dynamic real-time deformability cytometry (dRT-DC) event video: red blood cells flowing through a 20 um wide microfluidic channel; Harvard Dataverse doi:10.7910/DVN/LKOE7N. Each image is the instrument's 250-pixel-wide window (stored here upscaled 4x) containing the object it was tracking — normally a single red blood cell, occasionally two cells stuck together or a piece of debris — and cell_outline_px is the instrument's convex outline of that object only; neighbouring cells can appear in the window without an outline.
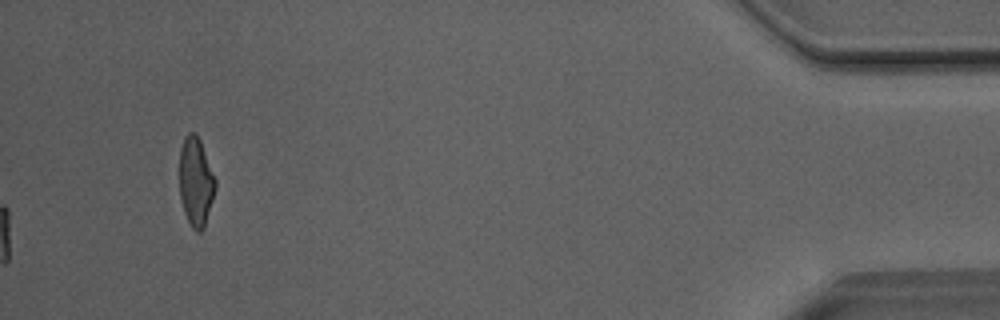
{"species": "Egyptian fruit bat (a non-hibernating species)", "species_latin": "Rousettus aegyptiacus", "temperature_condition": "room temperature", "stored_images_in_passage": 32, "camera_frame_rate_fps": 3000, "um_per_image_px": 0.085, "animal": {"sex": "male"}, "frame": {"image": 1, "passage_image": 32, "time_ms": 10.333, "image_size_px": [1000, 320], "cell_outline_px": [[216, 188], [204, 228], [200, 232], [196, 232], [192, 228], [184, 212], [180, 196], [180, 148], [184, 136], [188, 132], [196, 132], [200, 140], [216, 180]], "centroid_in_image_um": [16.64, 15.43], "position_along_channel_um": 418.6, "area_um2": 18.61}, "authors_computed_cell_mechanics": {"area_um2": 19.941, "velocity_mm_per_s": 4.0558, "shape_relaxation_time_tau1_ms": 6.7637, "shape_relaxation_time_tau2_ms": 1.2685, "deformation_change_tau1": 0.1781, "deformation_change_tau2": 0.0723}}